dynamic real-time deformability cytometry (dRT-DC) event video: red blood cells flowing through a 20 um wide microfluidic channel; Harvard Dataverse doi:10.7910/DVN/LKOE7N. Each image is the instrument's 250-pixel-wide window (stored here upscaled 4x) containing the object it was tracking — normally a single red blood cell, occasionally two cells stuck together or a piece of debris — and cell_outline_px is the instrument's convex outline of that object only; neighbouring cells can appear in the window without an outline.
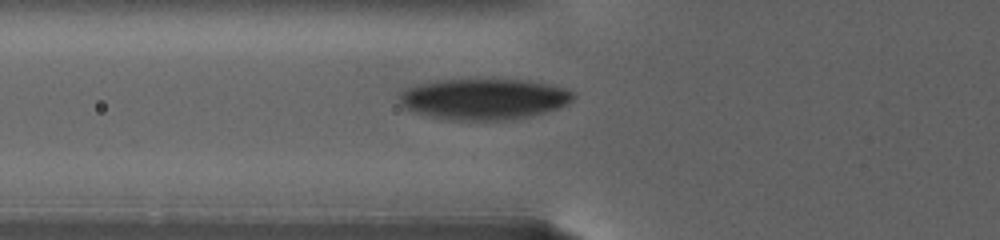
{"species": "human", "species_latin": "Homo sapiens", "temperature_condition": "warm", "stored_images_in_passage": 4, "camera_frame_rate_fps": 3000, "um_per_image_px": 0.085, "donor": {"sex": "female"}, "frame": {"image": 1, "passage_image": 2, "time_ms": 1.0, "image_size_px": [1000, 240], "cell_outline_px": [[576, 96], [568, 104], [532, 116], [512, 120], [452, 120], [432, 116], [416, 112], [404, 108], [400, 100], [400, 92], [404, 88], [420, 84], [440, 80], [528, 80], [568, 88]], "centroid_in_image_um": [41.17, 8.42], "position_along_channel_um": 84.6, "area_um2": 41.38}}
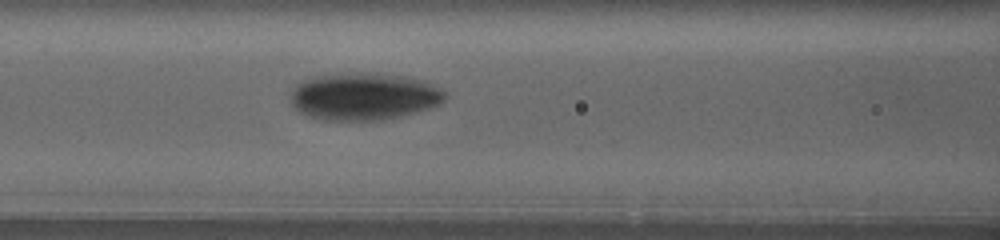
{"frame": {"image": 2, "passage_image": 4, "time_ms": 3.0, "image_size_px": [1000, 240], "cell_outline_px": [[444, 100], [440, 104], [416, 112], [400, 116], [380, 120], [324, 120], [308, 116], [300, 112], [292, 104], [292, 92], [296, 84], [300, 80], [316, 76], [360, 72], [376, 72], [404, 76], [424, 80], [444, 92]], "centroid_in_image_um": [30.91, 8.18], "position_along_channel_um": 135.7, "area_um2": 42.48}}